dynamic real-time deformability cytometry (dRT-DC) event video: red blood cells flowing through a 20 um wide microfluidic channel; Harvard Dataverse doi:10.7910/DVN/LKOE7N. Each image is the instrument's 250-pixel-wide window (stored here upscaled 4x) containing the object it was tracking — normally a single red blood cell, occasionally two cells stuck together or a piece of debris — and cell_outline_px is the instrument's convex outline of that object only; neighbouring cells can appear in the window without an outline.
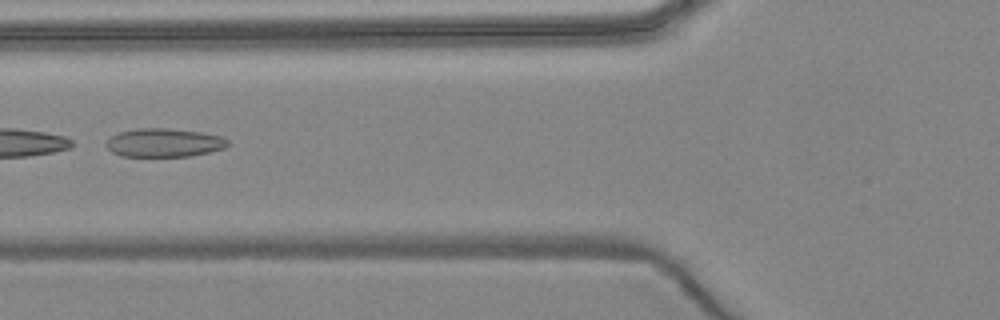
{"species": "common noctule bat (a hibernating species)", "species_latin": "Nyctalus noctula", "temperature_condition": "warm", "stored_images_in_passage": 6, "camera_frame_rate_fps": 3000, "um_per_image_px": 0.085, "animal": {"sex": "female", "body_mass_g": 24.6, "forearm_length_mm": 56.2}, "frame": {"image": 1, "passage_image": 5, "time_ms": 5.667, "image_size_px": [1000, 320], "cell_outline_px": [[228, 144], [224, 148], [212, 152], [192, 156], [120, 156], [112, 152], [104, 144], [112, 136], [120, 132], [136, 128], [168, 128], [200, 132], [220, 136], [228, 140]], "centroid_in_image_um": [13.95, 12.13], "position_along_channel_um": 111.9, "area_um2": 20.23}}
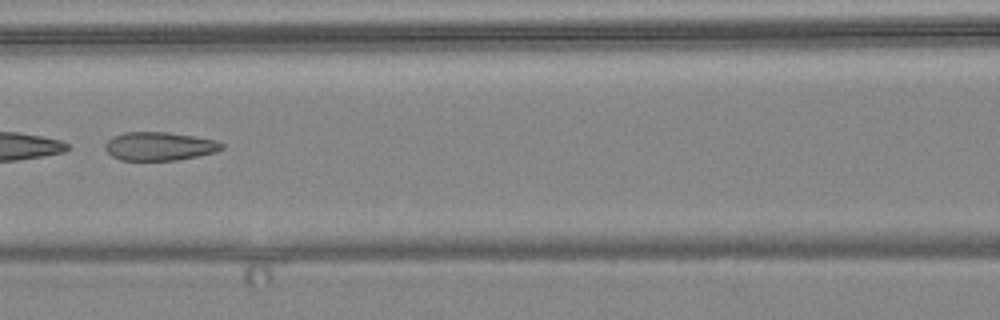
{"frame": {"image": 2, "passage_image": 6, "time_ms": 6.667, "image_size_px": [1000, 320], "cell_outline_px": [[224, 148], [216, 152], [176, 160], [120, 160], [112, 156], [104, 148], [104, 144], [112, 136], [124, 132], [168, 132], [216, 140], [224, 144]], "centroid_in_image_um": [13.53, 12.42], "position_along_channel_um": 153.1, "area_um2": 19.36}}